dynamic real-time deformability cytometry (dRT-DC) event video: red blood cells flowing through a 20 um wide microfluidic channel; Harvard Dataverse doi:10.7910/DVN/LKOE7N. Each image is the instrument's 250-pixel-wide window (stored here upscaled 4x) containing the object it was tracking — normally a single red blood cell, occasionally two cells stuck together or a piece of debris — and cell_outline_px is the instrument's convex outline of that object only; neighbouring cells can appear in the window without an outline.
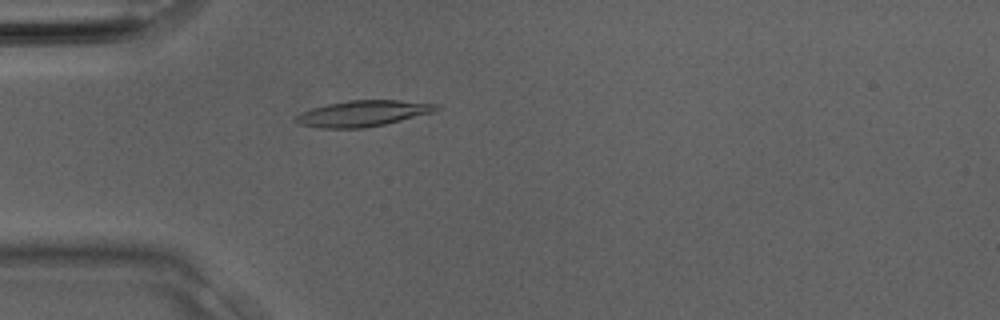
{"species": "Egyptian fruit bat (a non-hibernating species)", "species_latin": "Rousettus aegyptiacus", "temperature_condition": "room temperature", "stored_images_in_passage": 25, "camera_frame_rate_fps": 3000, "um_per_image_px": 0.085, "animal": {"sex": "male"}, "frame": {"image": 1, "passage_image": 2, "time_ms": 0.333, "image_size_px": [1000, 320], "cell_outline_px": [[440, 108], [432, 112], [384, 124], [364, 128], [320, 128], [300, 124], [296, 120], [296, 116], [300, 112], [312, 108], [328, 104], [348, 100], [396, 100], [436, 104]], "centroid_in_image_um": [30.8, 9.64], "position_along_channel_um": 54.2, "area_um2": 20.87}}
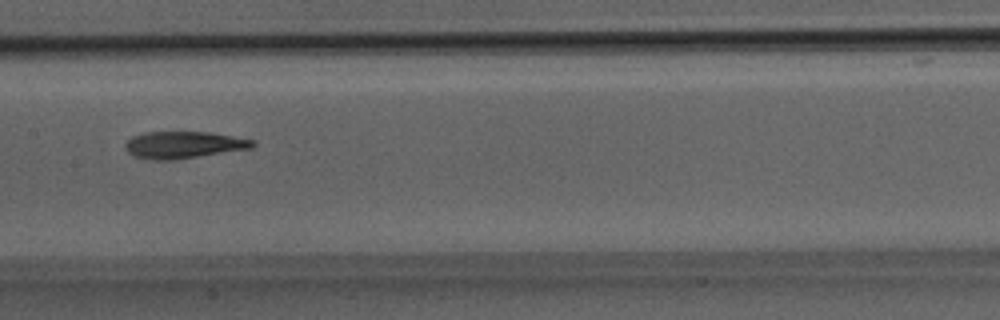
{"frame": {"image": 2, "passage_image": 9, "time_ms": 2.667, "image_size_px": [1000, 320], "cell_outline_px": [[256, 144], [252, 148], [176, 160], [152, 160], [132, 156], [124, 148], [124, 144], [132, 136], [144, 132], [208, 132], [256, 140]], "centroid_in_image_um": [15.59, 12.32], "position_along_channel_um": 191.8, "area_um2": 20.23}}
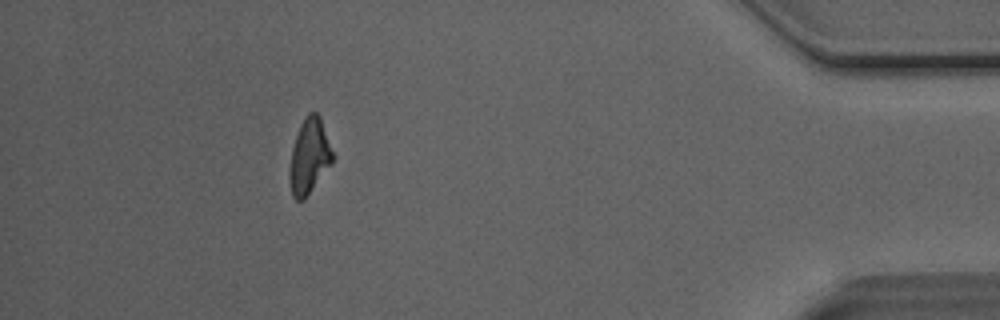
{"frame": {"image": 3, "passage_image": 22, "time_ms": 7.0, "image_size_px": [1000, 320], "cell_outline_px": [[336, 156], [332, 164], [304, 200], [296, 200], [292, 196], [292, 148], [300, 124], [308, 112], [316, 112], [320, 116]], "centroid_in_image_um": [26.37, 13.23], "position_along_channel_um": 408.8, "area_um2": 18.55}}